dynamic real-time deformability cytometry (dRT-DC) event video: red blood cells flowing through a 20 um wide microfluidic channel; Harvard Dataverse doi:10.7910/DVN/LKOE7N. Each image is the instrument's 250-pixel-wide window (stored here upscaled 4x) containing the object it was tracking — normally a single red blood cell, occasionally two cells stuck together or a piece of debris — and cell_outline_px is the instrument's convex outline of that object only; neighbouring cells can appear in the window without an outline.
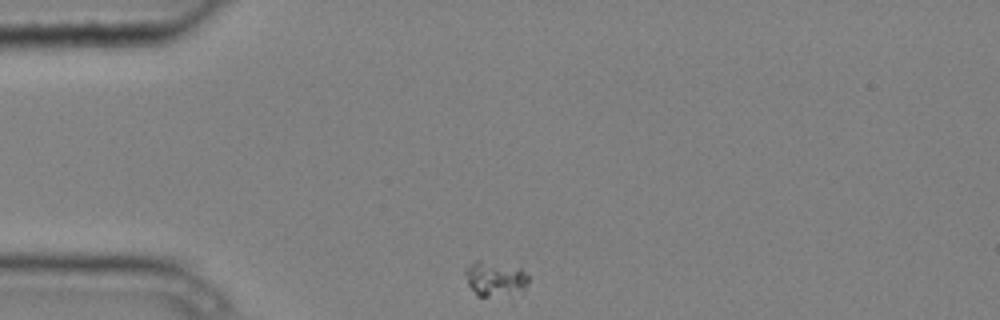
{"species": "common noctule bat (a hibernating species)", "species_latin": "Nyctalus noctula", "temperature_condition": "cold", "stored_images_in_passage": 2, "camera_frame_rate_fps": 3000, "um_per_image_px": 0.085, "animal": {"sex": "male", "body_mass_g": 20.4}, "frame": {"image": 1, "passage_image": 1, "time_ms": 0.0, "image_size_px": [1000, 320], "cell_outline_px": [[528, 284], [524, 292], [516, 296], [476, 296], [468, 284], [464, 272], [476, 260], [480, 260], [520, 268], [528, 276]], "centroid_in_image_um": [42.14, 23.75], "position_along_channel_um": 42.9, "area_um2": 13.06}}